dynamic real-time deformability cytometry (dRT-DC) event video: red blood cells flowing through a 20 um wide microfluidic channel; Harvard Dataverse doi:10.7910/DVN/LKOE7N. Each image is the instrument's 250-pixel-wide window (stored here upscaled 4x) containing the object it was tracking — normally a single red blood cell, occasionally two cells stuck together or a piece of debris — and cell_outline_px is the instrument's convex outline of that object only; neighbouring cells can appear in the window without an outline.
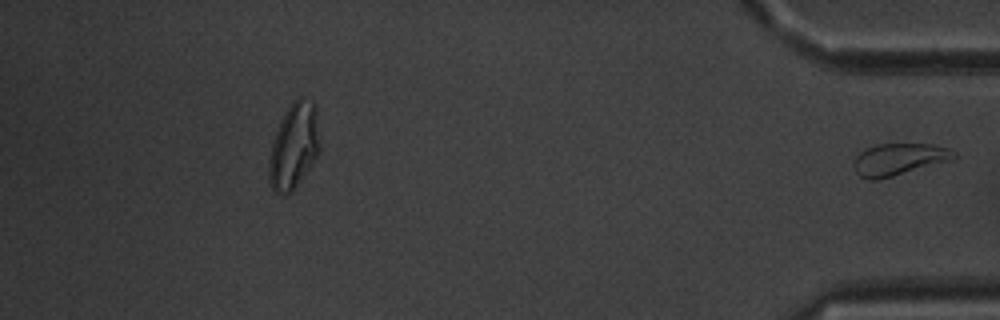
{"species": "common noctule bat (a hibernating species)", "species_latin": "Nyctalus noctula", "temperature_condition": "warm", "stored_images_in_passage": 53, "segment_of_instrument_passage": [2, 2], "camera_frame_rate_fps": 3000, "um_per_image_px": 0.085, "animal": {"sex": "male", "body_mass_g": 20.1, "forearm_length_mm": 53.5}, "frame": {"image": 1, "passage_image": 53, "time_ms": 17.333, "image_size_px": [1000, 320], "cell_outline_px": [[960, 156], [952, 160], [892, 176], [876, 180], [868, 180], [860, 176], [856, 172], [852, 164], [856, 156], [860, 152], [868, 148], [880, 144], [932, 144], [952, 148]], "centroid_in_image_um": [76.46, 13.54], "position_along_channel_um": 358.7, "area_um2": 18.73}}